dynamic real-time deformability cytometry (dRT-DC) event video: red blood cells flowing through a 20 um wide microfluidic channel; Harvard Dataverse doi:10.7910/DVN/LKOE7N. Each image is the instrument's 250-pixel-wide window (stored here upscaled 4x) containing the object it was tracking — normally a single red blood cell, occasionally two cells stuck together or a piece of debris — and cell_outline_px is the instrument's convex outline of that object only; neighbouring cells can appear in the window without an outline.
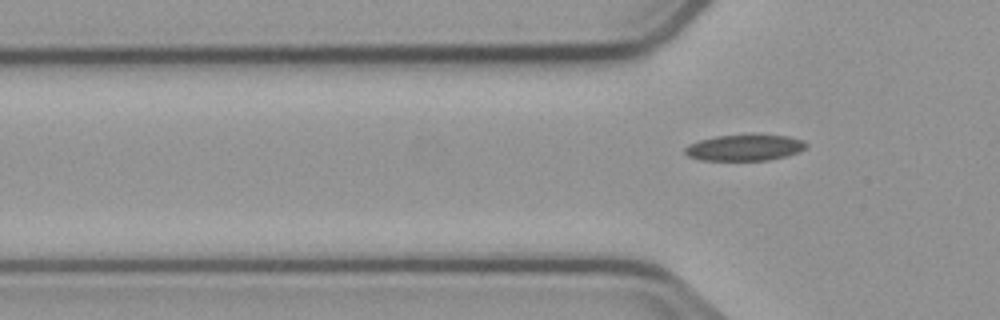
{"species": "common noctule bat (a hibernating species)", "species_latin": "Nyctalus noctula", "temperature_condition": "cold", "stored_images_in_passage": 4, "segment_of_instrument_passage": [2, 2], "camera_frame_rate_fps": 3000, "um_per_image_px": 0.085, "animal": {"sex": "male", "body_mass_g": 23.1, "forearm_length_mm": 52.7}, "frame": {"image": 1, "passage_image": 4, "time_ms": 4.0, "image_size_px": [1000, 320], "cell_outline_px": [[808, 144], [800, 152], [768, 160], [700, 160], [688, 156], [684, 152], [684, 148], [688, 144], [700, 140], [716, 136], [752, 132], [788, 136], [804, 140]], "centroid_in_image_um": [63.31, 12.51], "position_along_channel_um": 62.5, "area_um2": 19.13}}